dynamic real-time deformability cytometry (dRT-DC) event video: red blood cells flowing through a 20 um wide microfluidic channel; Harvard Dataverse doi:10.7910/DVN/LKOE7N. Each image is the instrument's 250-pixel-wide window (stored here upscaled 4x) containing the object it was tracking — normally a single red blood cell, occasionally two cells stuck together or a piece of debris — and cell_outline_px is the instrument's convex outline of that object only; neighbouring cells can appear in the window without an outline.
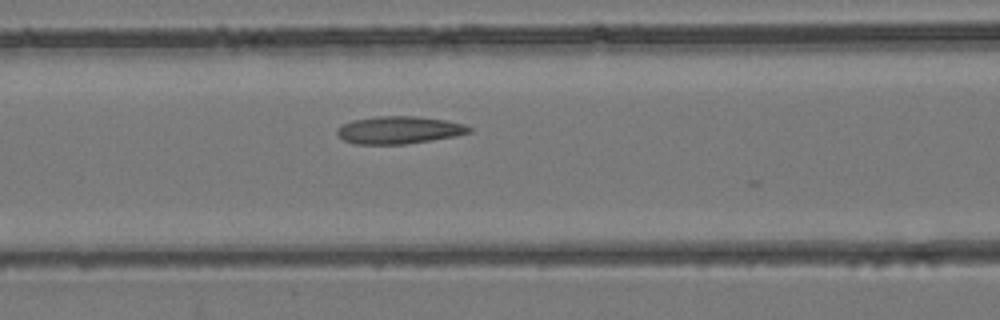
{"species": "common noctule bat (a hibernating species)", "species_latin": "Nyctalus noctula", "temperature_condition": "room temperature", "stored_images_in_passage": 6, "camera_frame_rate_fps": 3000, "um_per_image_px": 0.085, "animal": {"sex": "female", "body_mass_g": 24.6, "forearm_length_mm": 56.2}, "frame": {"image": 1, "passage_image": 6, "time_ms": 1.667, "image_size_px": [1000, 320], "cell_outline_px": [[472, 132], [456, 136], [432, 140], [404, 144], [352, 144], [344, 140], [336, 132], [336, 128], [352, 120], [376, 116], [416, 116], [444, 120], [464, 124], [472, 128]], "centroid_in_image_um": [33.92, 11.05], "position_along_channel_um": 132.7, "area_um2": 21.21}}